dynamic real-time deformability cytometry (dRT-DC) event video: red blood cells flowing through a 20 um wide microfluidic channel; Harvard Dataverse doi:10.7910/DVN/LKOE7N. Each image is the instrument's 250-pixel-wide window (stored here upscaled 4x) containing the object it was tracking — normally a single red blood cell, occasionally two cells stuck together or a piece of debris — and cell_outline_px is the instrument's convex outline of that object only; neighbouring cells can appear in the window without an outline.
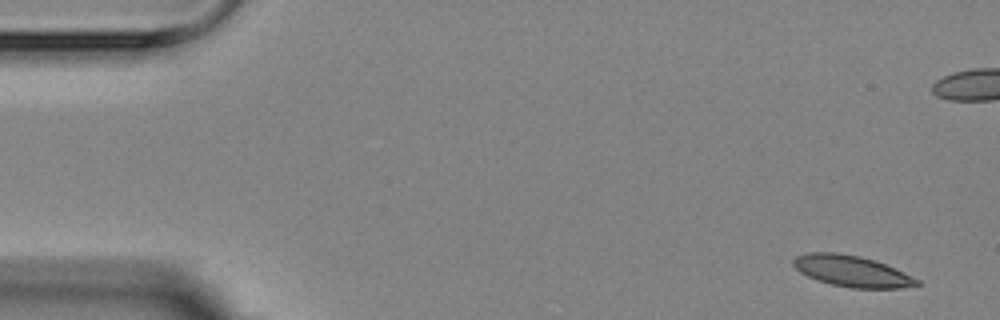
{"species": "Egyptian fruit bat (a non-hibernating species)", "species_latin": "Rousettus aegyptiacus", "temperature_condition": "room temperature", "stored_images_in_passage": 6, "segment_of_instrument_passage": [1, 2], "camera_frame_rate_fps": 3000, "um_per_image_px": 0.085, "animal": {"sex": "female"}, "frame": {"image": 1, "passage_image": 1, "time_ms": 0.0, "image_size_px": [1000, 320], "cell_outline_px": [[920, 284], [900, 288], [852, 288], [832, 284], [816, 280], [800, 272], [792, 264], [792, 260], [796, 256], [808, 252], [836, 252], [860, 256], [884, 264], [920, 280]], "centroid_in_image_um": [72.35, 23.04], "position_along_channel_um": 12.6, "area_um2": 22.2}}
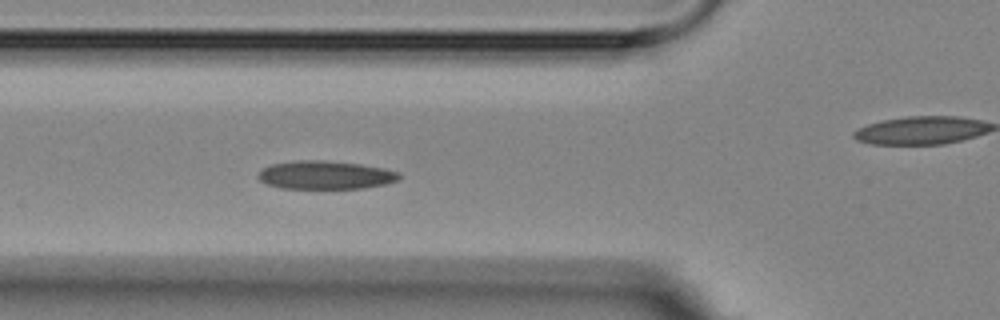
{"frame": {"image": 2, "passage_image": 5, "time_ms": 5.667, "image_size_px": [1000, 320], "cell_outline_px": [[400, 180], [384, 184], [364, 188], [280, 188], [268, 184], [260, 180], [256, 176], [264, 168], [272, 164], [296, 160], [324, 160], [360, 164], [384, 168], [400, 172]], "centroid_in_image_um": [27.68, 14.87], "position_along_channel_um": 98.1, "area_um2": 23.24}}